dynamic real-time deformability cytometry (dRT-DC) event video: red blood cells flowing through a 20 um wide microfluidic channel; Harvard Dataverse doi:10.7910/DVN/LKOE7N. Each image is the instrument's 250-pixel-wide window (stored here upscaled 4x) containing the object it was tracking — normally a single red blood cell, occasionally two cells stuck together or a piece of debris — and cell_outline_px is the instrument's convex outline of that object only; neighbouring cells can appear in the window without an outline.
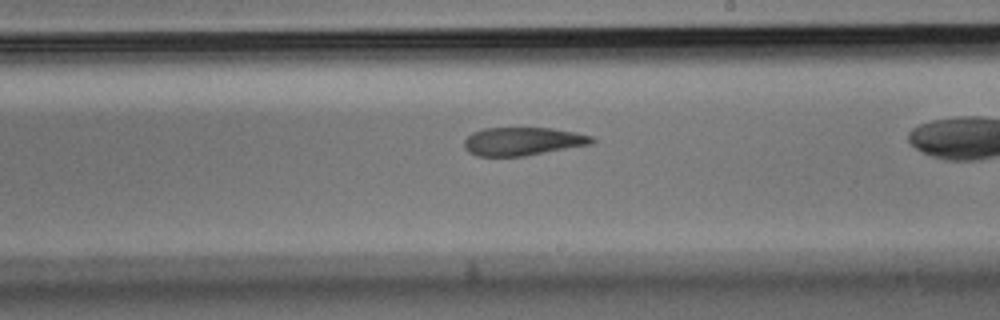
{"species": "Egyptian fruit bat (a non-hibernating species)", "species_latin": "Rousettus aegyptiacus", "temperature_condition": "room temperature", "stored_images_in_passage": 24, "camera_frame_rate_fps": 3000, "um_per_image_px": 0.085, "animal": {"sex": "male"}, "frame": {"image": 1, "passage_image": 17, "time_ms": 5.333, "image_size_px": [1000, 320], "cell_outline_px": [[596, 140], [592, 144], [524, 156], [476, 156], [468, 152], [464, 148], [464, 140], [472, 132], [484, 128], [552, 128], [576, 132], [592, 136]], "centroid_in_image_um": [44.42, 12.01], "position_along_channel_um": 244.6, "area_um2": 21.1}}